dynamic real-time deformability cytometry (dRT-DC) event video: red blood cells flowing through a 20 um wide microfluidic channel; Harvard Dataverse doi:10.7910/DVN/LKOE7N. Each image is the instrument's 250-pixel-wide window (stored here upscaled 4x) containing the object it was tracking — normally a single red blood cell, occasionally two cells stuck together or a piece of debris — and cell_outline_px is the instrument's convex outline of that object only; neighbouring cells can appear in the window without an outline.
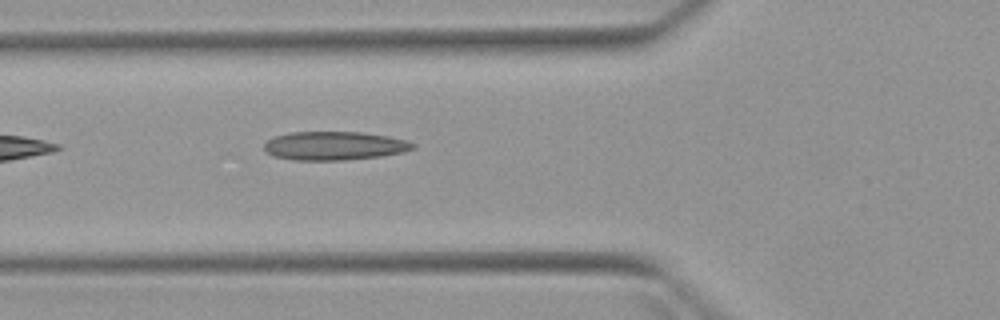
{"species": "Egyptian fruit bat (a non-hibernating species)", "species_latin": "Rousettus aegyptiacus", "temperature_condition": "warm", "stored_images_in_passage": 5, "camera_frame_rate_fps": 3000, "um_per_image_px": 0.085, "animal": {"sex": "female"}, "frame": {"image": 1, "passage_image": 5, "time_ms": 5.0, "image_size_px": [1000, 320], "cell_outline_px": [[416, 148], [404, 152], [380, 156], [344, 160], [292, 160], [272, 156], [264, 152], [264, 144], [268, 140], [276, 136], [288, 132], [364, 132], [388, 136], [408, 140], [416, 144]], "centroid_in_image_um": [28.43, 12.39], "position_along_channel_um": 97.4, "area_um2": 25.09}}